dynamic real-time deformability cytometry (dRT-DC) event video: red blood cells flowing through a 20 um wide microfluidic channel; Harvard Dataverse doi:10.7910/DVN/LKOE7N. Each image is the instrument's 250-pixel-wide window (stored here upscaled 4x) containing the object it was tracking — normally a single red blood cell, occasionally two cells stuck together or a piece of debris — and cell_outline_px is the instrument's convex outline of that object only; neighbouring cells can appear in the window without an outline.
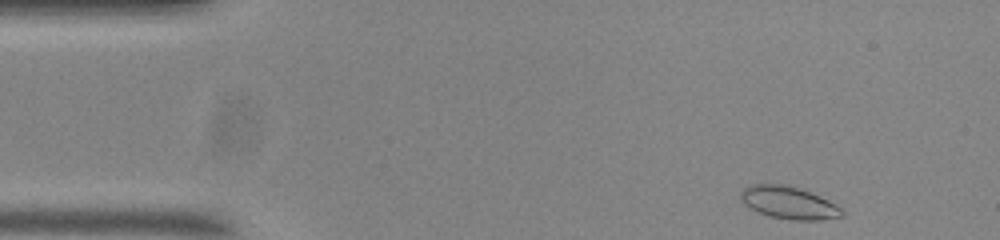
{"species": "common noctule bat (a hibernating species)", "species_latin": "Nyctalus noctula", "temperature_condition": "room temperature", "stored_images_in_passage": 50, "camera_frame_rate_fps": 3000, "um_per_image_px": 0.085, "animal": {"sex": "male", "body_mass_g": 20.0, "forearm_length_mm": 53.3}, "frame": {"image": 1, "passage_image": 1, "time_ms": 0.0, "image_size_px": [1000, 240], "cell_outline_px": [[844, 216], [820, 220], [792, 220], [772, 216], [760, 212], [744, 204], [740, 200], [740, 192], [744, 188], [752, 184], [780, 184], [800, 188], [828, 200], [836, 204], [844, 212]], "centroid_in_image_um": [67.05, 17.23], "position_along_channel_um": 17.9, "area_um2": 18.96}}
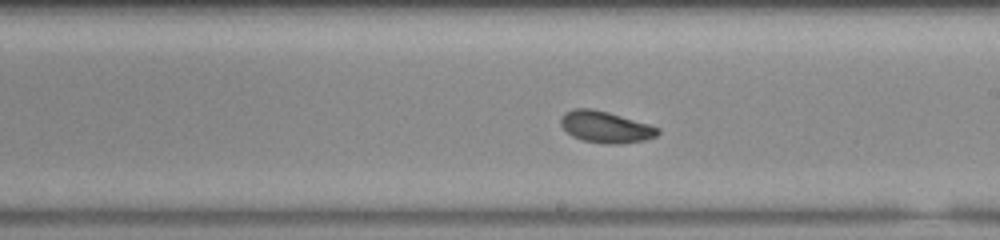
{"frame": {"image": 2, "passage_image": 26, "time_ms": 8.333, "image_size_px": [1000, 240], "cell_outline_px": [[660, 132], [656, 136], [644, 140], [620, 144], [608, 144], [584, 140], [572, 136], [560, 124], [560, 116], [564, 112], [572, 108], [592, 108], [608, 112], [648, 124], [660, 128]], "centroid_in_image_um": [51.45, 10.78], "position_along_channel_um": 237.6, "area_um2": 17.8}}
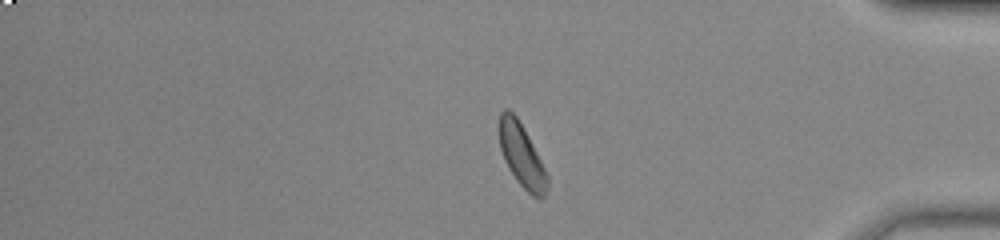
{"frame": {"image": 3, "passage_image": 41, "time_ms": 13.333, "image_size_px": [1000, 240], "cell_outline_px": [[548, 188], [544, 196], [540, 200], [532, 196], [516, 180], [508, 168], [504, 160], [500, 148], [496, 128], [500, 112], [504, 108], [508, 108], [516, 116], [540, 160], [548, 176]], "centroid_in_image_um": [44.28, 13.19], "position_along_channel_um": 390.9, "area_um2": 17.8}, "authors_computed_cell_mechanics": {"area_um2": 17.8891, "velocity_mm_per_s": 3.6598, "shape_relaxation_time_tau1_ms": 4.2616, "shape_relaxation_time_tau2_ms": 9.6979, "deformation_change_tau1": 0.1075, "deformation_change_tau2": 0.1569}}